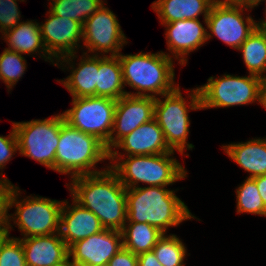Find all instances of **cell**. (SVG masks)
I'll return each mask as SVG.
<instances>
[{
	"label": "cell",
	"instance_id": "cell-1",
	"mask_svg": "<svg viewBox=\"0 0 266 266\" xmlns=\"http://www.w3.org/2000/svg\"><path fill=\"white\" fill-rule=\"evenodd\" d=\"M70 180L65 185L77 203L92 211L105 229L122 230L127 221L126 188L110 167Z\"/></svg>",
	"mask_w": 266,
	"mask_h": 266
},
{
	"label": "cell",
	"instance_id": "cell-2",
	"mask_svg": "<svg viewBox=\"0 0 266 266\" xmlns=\"http://www.w3.org/2000/svg\"><path fill=\"white\" fill-rule=\"evenodd\" d=\"M175 190L161 186H140L126 189L127 221L147 223L164 234L170 227H177L183 221L197 219Z\"/></svg>",
	"mask_w": 266,
	"mask_h": 266
},
{
	"label": "cell",
	"instance_id": "cell-3",
	"mask_svg": "<svg viewBox=\"0 0 266 266\" xmlns=\"http://www.w3.org/2000/svg\"><path fill=\"white\" fill-rule=\"evenodd\" d=\"M118 57L124 87L128 85L136 90L133 93L126 90L127 95L157 98L172 92L179 85L175 82V62L163 51L156 53L140 51L125 55L120 53Z\"/></svg>",
	"mask_w": 266,
	"mask_h": 266
},
{
	"label": "cell",
	"instance_id": "cell-4",
	"mask_svg": "<svg viewBox=\"0 0 266 266\" xmlns=\"http://www.w3.org/2000/svg\"><path fill=\"white\" fill-rule=\"evenodd\" d=\"M174 152L157 155L109 157L108 166L116 173L126 188L147 186L167 187L176 181L185 179L187 171L173 156Z\"/></svg>",
	"mask_w": 266,
	"mask_h": 266
},
{
	"label": "cell",
	"instance_id": "cell-5",
	"mask_svg": "<svg viewBox=\"0 0 266 266\" xmlns=\"http://www.w3.org/2000/svg\"><path fill=\"white\" fill-rule=\"evenodd\" d=\"M105 160H109V152L99 139L71 127L67 122L61 125L55 155L56 172L69 174L70 178L94 174L109 167L97 169L96 165Z\"/></svg>",
	"mask_w": 266,
	"mask_h": 266
},
{
	"label": "cell",
	"instance_id": "cell-6",
	"mask_svg": "<svg viewBox=\"0 0 266 266\" xmlns=\"http://www.w3.org/2000/svg\"><path fill=\"white\" fill-rule=\"evenodd\" d=\"M187 93L188 96L183 97L178 85L172 92L155 98L154 105V119L163 131L166 144L182 156L185 150L194 148V145L188 142L191 124L189 111L202 110L198 87L189 91L187 89ZM187 98H190L189 101Z\"/></svg>",
	"mask_w": 266,
	"mask_h": 266
},
{
	"label": "cell",
	"instance_id": "cell-7",
	"mask_svg": "<svg viewBox=\"0 0 266 266\" xmlns=\"http://www.w3.org/2000/svg\"><path fill=\"white\" fill-rule=\"evenodd\" d=\"M18 186L14 189L9 198V210L15 207V213H9V236L13 225L17 226L22 238L34 236H47L59 233L60 212L64 200H55L42 196H25Z\"/></svg>",
	"mask_w": 266,
	"mask_h": 266
},
{
	"label": "cell",
	"instance_id": "cell-8",
	"mask_svg": "<svg viewBox=\"0 0 266 266\" xmlns=\"http://www.w3.org/2000/svg\"><path fill=\"white\" fill-rule=\"evenodd\" d=\"M65 122L62 113L46 119L12 122L19 154L55 171V155L59 144L60 127Z\"/></svg>",
	"mask_w": 266,
	"mask_h": 266
},
{
	"label": "cell",
	"instance_id": "cell-9",
	"mask_svg": "<svg viewBox=\"0 0 266 266\" xmlns=\"http://www.w3.org/2000/svg\"><path fill=\"white\" fill-rule=\"evenodd\" d=\"M262 79L255 75L235 76L224 74L220 77L211 76L207 83L198 86L202 109L228 108L261 104Z\"/></svg>",
	"mask_w": 266,
	"mask_h": 266
},
{
	"label": "cell",
	"instance_id": "cell-10",
	"mask_svg": "<svg viewBox=\"0 0 266 266\" xmlns=\"http://www.w3.org/2000/svg\"><path fill=\"white\" fill-rule=\"evenodd\" d=\"M71 102L72 107L62 113L65 122L71 127L95 136L109 152L117 100L92 96L72 98Z\"/></svg>",
	"mask_w": 266,
	"mask_h": 266
},
{
	"label": "cell",
	"instance_id": "cell-11",
	"mask_svg": "<svg viewBox=\"0 0 266 266\" xmlns=\"http://www.w3.org/2000/svg\"><path fill=\"white\" fill-rule=\"evenodd\" d=\"M252 9L254 7L248 5L213 4L206 19L207 40L216 36L227 46L238 50L263 22L261 19L254 20L250 14H245Z\"/></svg>",
	"mask_w": 266,
	"mask_h": 266
},
{
	"label": "cell",
	"instance_id": "cell-12",
	"mask_svg": "<svg viewBox=\"0 0 266 266\" xmlns=\"http://www.w3.org/2000/svg\"><path fill=\"white\" fill-rule=\"evenodd\" d=\"M104 4L92 16L86 19L82 30V44L87 49L82 53L91 55L118 56L126 38L117 16ZM108 53V54H107Z\"/></svg>",
	"mask_w": 266,
	"mask_h": 266
},
{
	"label": "cell",
	"instance_id": "cell-13",
	"mask_svg": "<svg viewBox=\"0 0 266 266\" xmlns=\"http://www.w3.org/2000/svg\"><path fill=\"white\" fill-rule=\"evenodd\" d=\"M48 18L41 22L42 40L48 54L57 62L60 58L78 53L82 47L83 26L72 19L56 16L49 10Z\"/></svg>",
	"mask_w": 266,
	"mask_h": 266
},
{
	"label": "cell",
	"instance_id": "cell-14",
	"mask_svg": "<svg viewBox=\"0 0 266 266\" xmlns=\"http://www.w3.org/2000/svg\"><path fill=\"white\" fill-rule=\"evenodd\" d=\"M122 248L121 231L104 229L72 244L69 247V257L74 266L108 265Z\"/></svg>",
	"mask_w": 266,
	"mask_h": 266
},
{
	"label": "cell",
	"instance_id": "cell-15",
	"mask_svg": "<svg viewBox=\"0 0 266 266\" xmlns=\"http://www.w3.org/2000/svg\"><path fill=\"white\" fill-rule=\"evenodd\" d=\"M155 98L125 95L117 100L110 150L126 135L154 118Z\"/></svg>",
	"mask_w": 266,
	"mask_h": 266
},
{
	"label": "cell",
	"instance_id": "cell-16",
	"mask_svg": "<svg viewBox=\"0 0 266 266\" xmlns=\"http://www.w3.org/2000/svg\"><path fill=\"white\" fill-rule=\"evenodd\" d=\"M165 26V39L167 43L168 57L176 59L178 64L186 66L187 55L193 52L204 43H207V27H204L200 19H184L170 23H163Z\"/></svg>",
	"mask_w": 266,
	"mask_h": 266
},
{
	"label": "cell",
	"instance_id": "cell-17",
	"mask_svg": "<svg viewBox=\"0 0 266 266\" xmlns=\"http://www.w3.org/2000/svg\"><path fill=\"white\" fill-rule=\"evenodd\" d=\"M77 57V53H74L60 58L56 62L58 68L63 71L65 69L70 71V75L66 78L57 79L56 81L61 83L68 90L72 98L96 96L99 55L83 53L80 56V62L75 63Z\"/></svg>",
	"mask_w": 266,
	"mask_h": 266
},
{
	"label": "cell",
	"instance_id": "cell-18",
	"mask_svg": "<svg viewBox=\"0 0 266 266\" xmlns=\"http://www.w3.org/2000/svg\"><path fill=\"white\" fill-rule=\"evenodd\" d=\"M118 149L124 152H119ZM168 152L175 151L168 147L162 129L153 118L123 137L109 151V157L157 155Z\"/></svg>",
	"mask_w": 266,
	"mask_h": 266
},
{
	"label": "cell",
	"instance_id": "cell-19",
	"mask_svg": "<svg viewBox=\"0 0 266 266\" xmlns=\"http://www.w3.org/2000/svg\"><path fill=\"white\" fill-rule=\"evenodd\" d=\"M104 229L92 211L82 207L74 199L72 204L64 200L60 212L59 234L68 247Z\"/></svg>",
	"mask_w": 266,
	"mask_h": 266
},
{
	"label": "cell",
	"instance_id": "cell-20",
	"mask_svg": "<svg viewBox=\"0 0 266 266\" xmlns=\"http://www.w3.org/2000/svg\"><path fill=\"white\" fill-rule=\"evenodd\" d=\"M20 239L26 266H55L69 258V247L59 233Z\"/></svg>",
	"mask_w": 266,
	"mask_h": 266
},
{
	"label": "cell",
	"instance_id": "cell-21",
	"mask_svg": "<svg viewBox=\"0 0 266 266\" xmlns=\"http://www.w3.org/2000/svg\"><path fill=\"white\" fill-rule=\"evenodd\" d=\"M40 23L36 20H26L8 30L1 38L6 42L7 48L23 55L36 54L44 61L56 66V61L48 54L41 35ZM38 53V54H37Z\"/></svg>",
	"mask_w": 266,
	"mask_h": 266
},
{
	"label": "cell",
	"instance_id": "cell-22",
	"mask_svg": "<svg viewBox=\"0 0 266 266\" xmlns=\"http://www.w3.org/2000/svg\"><path fill=\"white\" fill-rule=\"evenodd\" d=\"M222 149L230 159L249 173L248 178L266 174V137L224 144Z\"/></svg>",
	"mask_w": 266,
	"mask_h": 266
},
{
	"label": "cell",
	"instance_id": "cell-23",
	"mask_svg": "<svg viewBox=\"0 0 266 266\" xmlns=\"http://www.w3.org/2000/svg\"><path fill=\"white\" fill-rule=\"evenodd\" d=\"M212 5V0H155L151 8L157 14L161 25L184 19H199L202 15V22L207 26L206 19Z\"/></svg>",
	"mask_w": 266,
	"mask_h": 266
},
{
	"label": "cell",
	"instance_id": "cell-24",
	"mask_svg": "<svg viewBox=\"0 0 266 266\" xmlns=\"http://www.w3.org/2000/svg\"><path fill=\"white\" fill-rule=\"evenodd\" d=\"M118 56L99 55L96 96L118 100L126 95Z\"/></svg>",
	"mask_w": 266,
	"mask_h": 266
},
{
	"label": "cell",
	"instance_id": "cell-25",
	"mask_svg": "<svg viewBox=\"0 0 266 266\" xmlns=\"http://www.w3.org/2000/svg\"><path fill=\"white\" fill-rule=\"evenodd\" d=\"M251 75L266 79V24L262 22L238 48Z\"/></svg>",
	"mask_w": 266,
	"mask_h": 266
},
{
	"label": "cell",
	"instance_id": "cell-26",
	"mask_svg": "<svg viewBox=\"0 0 266 266\" xmlns=\"http://www.w3.org/2000/svg\"><path fill=\"white\" fill-rule=\"evenodd\" d=\"M121 234L123 247L139 255L152 251L164 233L147 223L126 222Z\"/></svg>",
	"mask_w": 266,
	"mask_h": 266
},
{
	"label": "cell",
	"instance_id": "cell-27",
	"mask_svg": "<svg viewBox=\"0 0 266 266\" xmlns=\"http://www.w3.org/2000/svg\"><path fill=\"white\" fill-rule=\"evenodd\" d=\"M50 2L49 11L52 14L72 19L82 26L87 18L104 5L101 0H51Z\"/></svg>",
	"mask_w": 266,
	"mask_h": 266
},
{
	"label": "cell",
	"instance_id": "cell-28",
	"mask_svg": "<svg viewBox=\"0 0 266 266\" xmlns=\"http://www.w3.org/2000/svg\"><path fill=\"white\" fill-rule=\"evenodd\" d=\"M162 266H185L187 247L175 234H163L152 250Z\"/></svg>",
	"mask_w": 266,
	"mask_h": 266
},
{
	"label": "cell",
	"instance_id": "cell-29",
	"mask_svg": "<svg viewBox=\"0 0 266 266\" xmlns=\"http://www.w3.org/2000/svg\"><path fill=\"white\" fill-rule=\"evenodd\" d=\"M237 214L249 213L266 217V206L253 178H246L235 190Z\"/></svg>",
	"mask_w": 266,
	"mask_h": 266
},
{
	"label": "cell",
	"instance_id": "cell-30",
	"mask_svg": "<svg viewBox=\"0 0 266 266\" xmlns=\"http://www.w3.org/2000/svg\"><path fill=\"white\" fill-rule=\"evenodd\" d=\"M22 55L6 47L0 54V80L6 84L8 92L16 86L27 69V60Z\"/></svg>",
	"mask_w": 266,
	"mask_h": 266
},
{
	"label": "cell",
	"instance_id": "cell-31",
	"mask_svg": "<svg viewBox=\"0 0 266 266\" xmlns=\"http://www.w3.org/2000/svg\"><path fill=\"white\" fill-rule=\"evenodd\" d=\"M0 266H26L22 242L8 236L0 246Z\"/></svg>",
	"mask_w": 266,
	"mask_h": 266
},
{
	"label": "cell",
	"instance_id": "cell-32",
	"mask_svg": "<svg viewBox=\"0 0 266 266\" xmlns=\"http://www.w3.org/2000/svg\"><path fill=\"white\" fill-rule=\"evenodd\" d=\"M18 1L25 2V0H0V32L2 35L22 22Z\"/></svg>",
	"mask_w": 266,
	"mask_h": 266
},
{
	"label": "cell",
	"instance_id": "cell-33",
	"mask_svg": "<svg viewBox=\"0 0 266 266\" xmlns=\"http://www.w3.org/2000/svg\"><path fill=\"white\" fill-rule=\"evenodd\" d=\"M17 151H19L18 142L14 126L12 124V130L9 132V135H0V179L9 180L5 175H3L2 171Z\"/></svg>",
	"mask_w": 266,
	"mask_h": 266
},
{
	"label": "cell",
	"instance_id": "cell-34",
	"mask_svg": "<svg viewBox=\"0 0 266 266\" xmlns=\"http://www.w3.org/2000/svg\"><path fill=\"white\" fill-rule=\"evenodd\" d=\"M10 180L0 179V229L8 230L9 198L14 189Z\"/></svg>",
	"mask_w": 266,
	"mask_h": 266
},
{
	"label": "cell",
	"instance_id": "cell-35",
	"mask_svg": "<svg viewBox=\"0 0 266 266\" xmlns=\"http://www.w3.org/2000/svg\"><path fill=\"white\" fill-rule=\"evenodd\" d=\"M108 266H138V255L123 247L109 261Z\"/></svg>",
	"mask_w": 266,
	"mask_h": 266
},
{
	"label": "cell",
	"instance_id": "cell-36",
	"mask_svg": "<svg viewBox=\"0 0 266 266\" xmlns=\"http://www.w3.org/2000/svg\"><path fill=\"white\" fill-rule=\"evenodd\" d=\"M138 266H162L153 251H148L138 255Z\"/></svg>",
	"mask_w": 266,
	"mask_h": 266
},
{
	"label": "cell",
	"instance_id": "cell-37",
	"mask_svg": "<svg viewBox=\"0 0 266 266\" xmlns=\"http://www.w3.org/2000/svg\"><path fill=\"white\" fill-rule=\"evenodd\" d=\"M253 179L256 182L261 199L263 200L264 205L266 206V174L254 177Z\"/></svg>",
	"mask_w": 266,
	"mask_h": 266
},
{
	"label": "cell",
	"instance_id": "cell-38",
	"mask_svg": "<svg viewBox=\"0 0 266 266\" xmlns=\"http://www.w3.org/2000/svg\"><path fill=\"white\" fill-rule=\"evenodd\" d=\"M213 4L244 5V0H212Z\"/></svg>",
	"mask_w": 266,
	"mask_h": 266
},
{
	"label": "cell",
	"instance_id": "cell-39",
	"mask_svg": "<svg viewBox=\"0 0 266 266\" xmlns=\"http://www.w3.org/2000/svg\"><path fill=\"white\" fill-rule=\"evenodd\" d=\"M266 109V79H263L261 85V104Z\"/></svg>",
	"mask_w": 266,
	"mask_h": 266
},
{
	"label": "cell",
	"instance_id": "cell-40",
	"mask_svg": "<svg viewBox=\"0 0 266 266\" xmlns=\"http://www.w3.org/2000/svg\"><path fill=\"white\" fill-rule=\"evenodd\" d=\"M263 1H265V4H266V0H244V5H248L251 7H257L259 6V4H261L260 2H263Z\"/></svg>",
	"mask_w": 266,
	"mask_h": 266
},
{
	"label": "cell",
	"instance_id": "cell-41",
	"mask_svg": "<svg viewBox=\"0 0 266 266\" xmlns=\"http://www.w3.org/2000/svg\"><path fill=\"white\" fill-rule=\"evenodd\" d=\"M9 236L8 230H1L0 229V246L4 242V240Z\"/></svg>",
	"mask_w": 266,
	"mask_h": 266
},
{
	"label": "cell",
	"instance_id": "cell-42",
	"mask_svg": "<svg viewBox=\"0 0 266 266\" xmlns=\"http://www.w3.org/2000/svg\"><path fill=\"white\" fill-rule=\"evenodd\" d=\"M55 266H74V264L71 262L70 257H69L66 261H64L58 265H55Z\"/></svg>",
	"mask_w": 266,
	"mask_h": 266
},
{
	"label": "cell",
	"instance_id": "cell-43",
	"mask_svg": "<svg viewBox=\"0 0 266 266\" xmlns=\"http://www.w3.org/2000/svg\"><path fill=\"white\" fill-rule=\"evenodd\" d=\"M265 15H266V10H265V13H264ZM263 22L266 24V17H265V19L263 20Z\"/></svg>",
	"mask_w": 266,
	"mask_h": 266
}]
</instances>
